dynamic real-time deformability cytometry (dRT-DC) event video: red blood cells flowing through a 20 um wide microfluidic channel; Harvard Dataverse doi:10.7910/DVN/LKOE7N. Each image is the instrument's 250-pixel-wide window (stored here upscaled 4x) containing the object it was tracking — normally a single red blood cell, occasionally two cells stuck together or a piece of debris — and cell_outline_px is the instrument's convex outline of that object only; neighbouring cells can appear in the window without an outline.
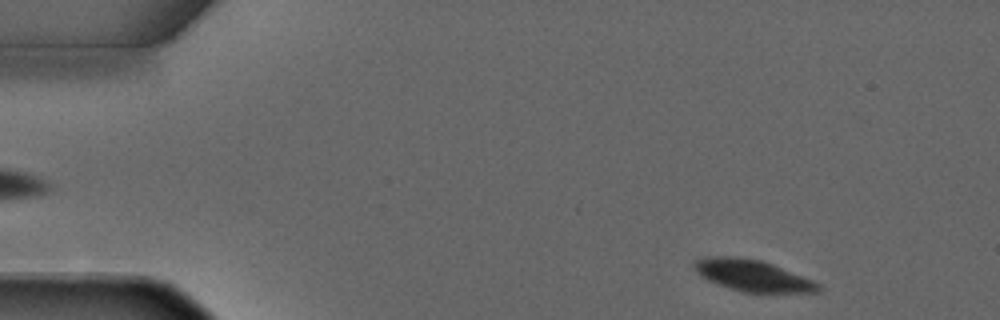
{"species": "common noctule bat (a hibernating species)", "species_latin": "Nyctalus noctula", "temperature_condition": "warm", "stored_images_in_passage": 5, "segment_of_instrument_passage": [2, 2], "camera_frame_rate_fps": 3000, "um_per_image_px": 0.085, "animal": {"sex": "male", "forearm_length_mm": 52.5}, "frame": {"image": 1, "passage_image": 5, "time_ms": 4.667, "image_size_px": [1000, 320], "cell_outline_px": [[824, 288], [820, 292], [772, 296], [740, 292], [716, 284], [700, 276], [692, 268], [692, 264], [696, 260], [704, 256], [732, 256], [764, 260], [812, 280], [820, 284]], "centroid_in_image_um": [64.04, 23.48], "position_along_channel_um": 21.0, "area_um2": 24.22}}